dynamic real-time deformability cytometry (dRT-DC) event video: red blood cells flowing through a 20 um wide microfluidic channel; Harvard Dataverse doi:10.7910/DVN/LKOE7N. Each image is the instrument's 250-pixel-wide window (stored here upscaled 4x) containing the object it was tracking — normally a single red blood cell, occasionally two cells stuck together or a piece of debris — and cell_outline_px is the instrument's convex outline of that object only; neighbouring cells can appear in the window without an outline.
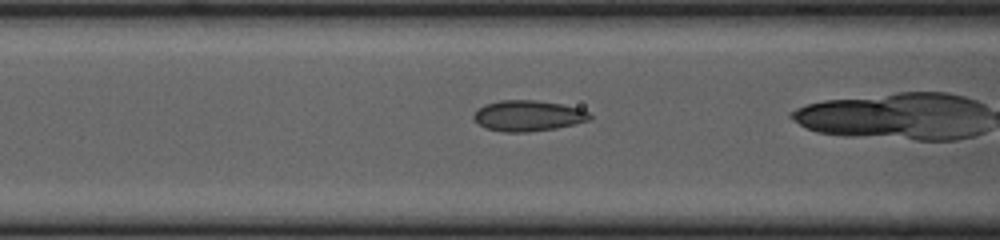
{"species": "common noctule bat (a hibernating species)", "species_latin": "Nyctalus noctula", "temperature_condition": "cold", "stored_images_in_passage": 37, "camera_frame_rate_fps": 3000, "um_per_image_px": 0.085, "animal": {"sex": "female", "body_mass_g": 23.0, "forearm_length_mm": 53.4}, "frame": {"image": 1, "passage_image": 16, "time_ms": 5.0, "image_size_px": [1000, 240], "cell_outline_px": [[592, 120], [556, 128], [528, 132], [504, 132], [484, 128], [472, 116], [476, 108], [484, 104], [500, 100], [536, 100], [564, 104], [580, 108], [588, 112], [592, 116]], "centroid_in_image_um": [44.89, 9.83], "position_along_channel_um": 121.7, "area_um2": 21.1}}
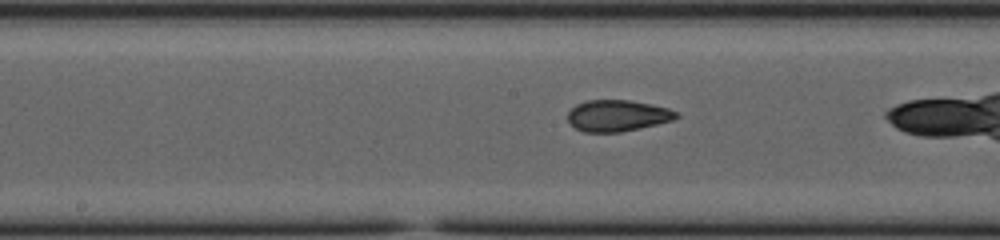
{"frame": {"image": 2, "passage_image": 22, "time_ms": 7.0, "image_size_px": [1000, 240], "cell_outline_px": [[680, 116], [676, 120], [640, 128], [620, 132], [584, 132], [576, 128], [568, 120], [568, 112], [576, 104], [584, 100], [628, 100], [652, 104], [668, 108], [676, 112]], "centroid_in_image_um": [52.51, 9.83], "position_along_channel_um": 195.7, "area_um2": 19.94}}
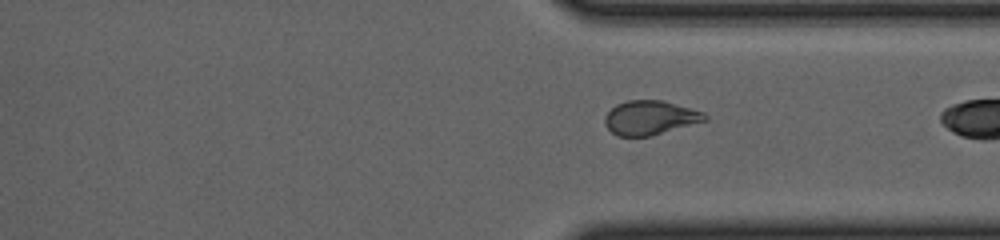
{"frame": {"image": 3, "passage_image": 35, "time_ms": 11.333, "image_size_px": [1000, 240], "cell_outline_px": [[708, 120], [652, 136], [616, 136], [604, 124], [604, 116], [616, 104], [628, 100], [664, 100], [704, 112], [708, 116]], "centroid_in_image_um": [55.27, 10.0], "position_along_channel_um": 356.1, "area_um2": 20.11}}